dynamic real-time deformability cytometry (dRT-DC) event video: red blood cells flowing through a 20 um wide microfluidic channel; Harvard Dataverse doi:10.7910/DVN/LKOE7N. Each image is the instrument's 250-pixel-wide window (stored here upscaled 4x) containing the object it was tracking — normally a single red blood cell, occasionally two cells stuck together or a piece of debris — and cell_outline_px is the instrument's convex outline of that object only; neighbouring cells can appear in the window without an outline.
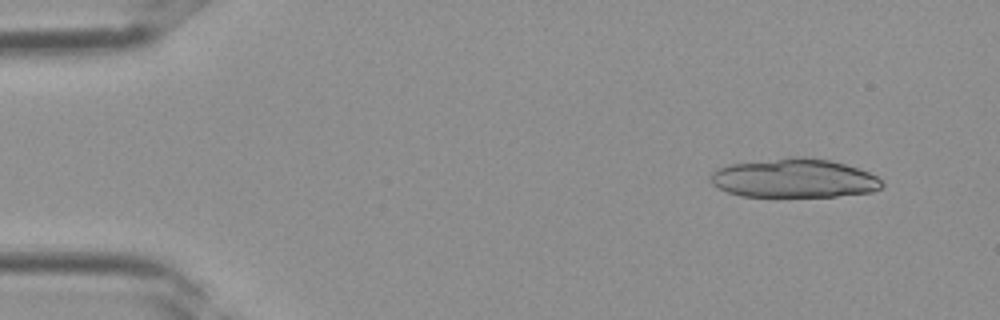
{"species": "Egyptian fruit bat (a non-hibernating species)", "species_latin": "Rousettus aegyptiacus", "temperature_condition": "room temperature", "stored_images_in_passage": 35, "segment_of_instrument_passage": [1, 2], "camera_frame_rate_fps": 3000, "um_per_image_px": 0.085, "frame": {"image": 1, "passage_image": 3, "time_ms": 0.667, "image_size_px": [1000, 320], "cell_outline_px": [[884, 184], [880, 188], [872, 192], [836, 196], [740, 196], [728, 192], [712, 184], [708, 176], [716, 168], [728, 164], [788, 156], [804, 156], [828, 160], [844, 164], [868, 172], [876, 176]], "centroid_in_image_um": [67.45, 15.13], "position_along_channel_um": 17.6, "area_um2": 39.07}}